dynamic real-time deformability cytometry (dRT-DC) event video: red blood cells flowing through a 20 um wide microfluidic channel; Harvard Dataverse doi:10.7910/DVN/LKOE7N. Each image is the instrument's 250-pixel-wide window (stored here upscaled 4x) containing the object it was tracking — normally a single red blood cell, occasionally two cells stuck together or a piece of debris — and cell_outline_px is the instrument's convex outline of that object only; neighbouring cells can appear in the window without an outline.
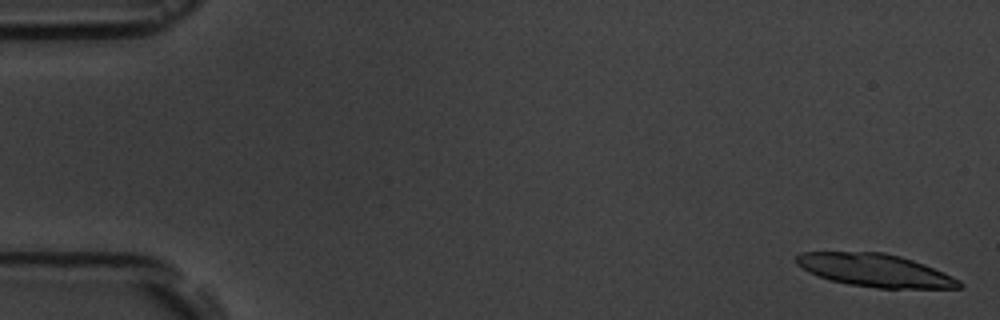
{"species": "common noctule bat (a hibernating species)", "species_latin": "Nyctalus noctula", "temperature_condition": "room temperature", "stored_images_in_passage": 8, "camera_frame_rate_fps": 3000, "um_per_image_px": 0.085, "animal": {"sex": "male", "body_mass_g": 19.5, "forearm_length_mm": 54.6}, "frame": {"image": 1, "passage_image": 1, "time_ms": 0.0, "image_size_px": [1000, 320], "cell_outline_px": [[964, 284], [960, 288], [876, 288], [848, 284], [828, 280], [796, 264], [796, 256], [800, 252], [884, 252], [900, 256], [924, 264], [944, 272], [960, 280]], "centroid_in_image_um": [74.41, 22.98], "position_along_channel_um": 10.6, "area_um2": 31.04}}
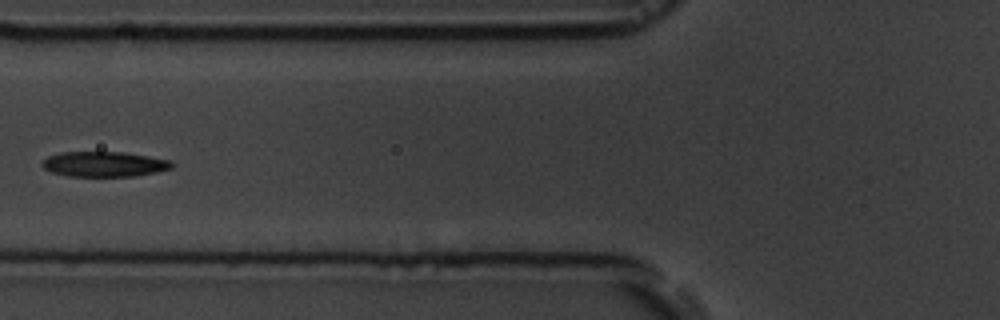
{"frame": {"image": 2, "passage_image": 7, "time_ms": 7.0, "image_size_px": [1000, 320], "cell_outline_px": [[172, 168], [156, 172], [136, 176], [68, 176], [52, 172], [44, 168], [40, 164], [48, 156], [60, 152], [124, 152], [148, 156], [168, 160], [172, 164]], "centroid_in_image_um": [8.82, 13.95], "position_along_channel_um": 117.0, "area_um2": 18.9}}
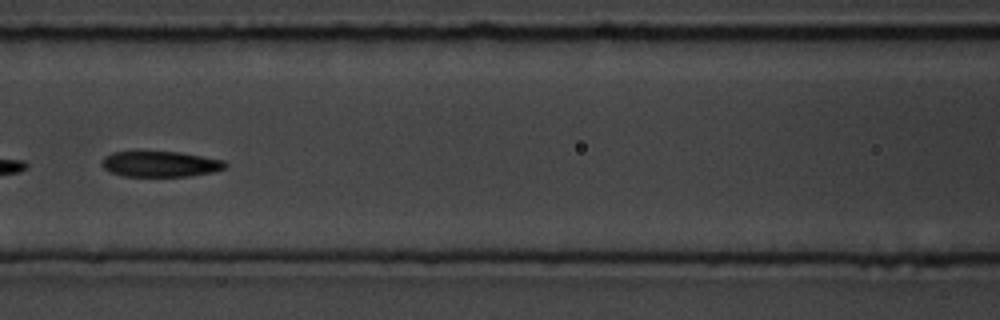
{"frame": {"image": 3, "passage_image": 8, "time_ms": 8.0, "image_size_px": [1000, 320], "cell_outline_px": [[228, 164], [224, 168], [212, 172], [188, 176], [124, 176], [112, 172], [104, 168], [100, 164], [100, 160], [104, 156], [112, 152], [180, 152], [224, 160]], "centroid_in_image_um": [13.6, 13.94], "position_along_channel_um": 153.0, "area_um2": 18.38}}